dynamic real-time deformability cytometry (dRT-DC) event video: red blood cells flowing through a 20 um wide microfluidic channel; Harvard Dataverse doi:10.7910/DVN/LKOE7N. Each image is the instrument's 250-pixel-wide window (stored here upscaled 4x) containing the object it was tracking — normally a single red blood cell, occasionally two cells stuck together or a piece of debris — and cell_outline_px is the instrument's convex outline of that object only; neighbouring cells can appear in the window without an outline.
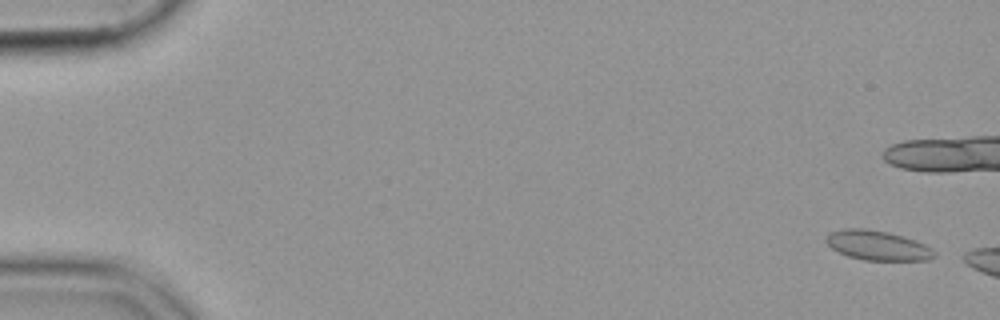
{"species": "common noctule bat (a hibernating species)", "species_latin": "Nyctalus noctula", "temperature_condition": "cold", "stored_images_in_passage": 10, "camera_frame_rate_fps": 3000, "um_per_image_px": 0.085, "animal": {"sex": "female", "body_mass_g": 19.9}, "frame": {"image": 1, "passage_image": 2, "time_ms": 0.333, "image_size_px": [1000, 320], "cell_outline_px": [[936, 256], [928, 260], [864, 260], [848, 256], [832, 248], [824, 240], [832, 232], [844, 228], [864, 228], [888, 232], [916, 240], [932, 248], [936, 252]], "centroid_in_image_um": [74.63, 20.86], "position_along_channel_um": 10.4, "area_um2": 18.61}}